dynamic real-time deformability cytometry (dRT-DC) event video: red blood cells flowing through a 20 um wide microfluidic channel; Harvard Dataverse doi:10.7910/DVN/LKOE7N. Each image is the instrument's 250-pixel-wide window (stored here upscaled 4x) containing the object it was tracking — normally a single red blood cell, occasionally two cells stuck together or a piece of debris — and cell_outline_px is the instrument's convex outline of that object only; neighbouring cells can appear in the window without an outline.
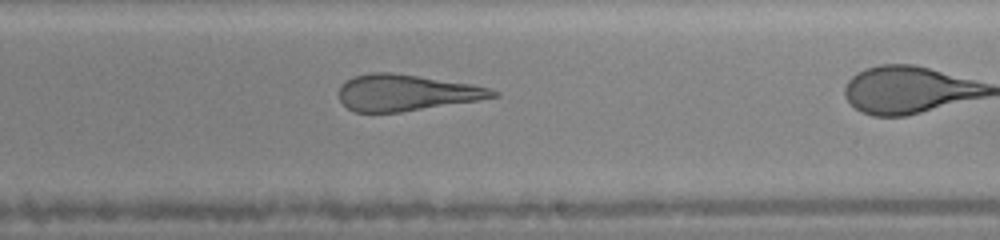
{"species": "human", "species_latin": "Homo sapiens", "temperature_condition": "warm", "stored_images_in_passage": 34, "camera_frame_rate_fps": 3000, "um_per_image_px": 0.085, "donor": {"sex": "female"}, "frame": {"image": 1, "passage_image": 25, "time_ms": 8.0, "image_size_px": [1000, 240], "cell_outline_px": [[500, 96], [480, 100], [400, 112], [356, 112], [348, 108], [340, 100], [340, 88], [348, 80], [356, 76], [368, 72], [388, 72], [472, 84], [492, 88], [500, 92]], "centroid_in_image_um": [34.59, 7.88], "position_along_channel_um": 254.4, "area_um2": 32.25}}